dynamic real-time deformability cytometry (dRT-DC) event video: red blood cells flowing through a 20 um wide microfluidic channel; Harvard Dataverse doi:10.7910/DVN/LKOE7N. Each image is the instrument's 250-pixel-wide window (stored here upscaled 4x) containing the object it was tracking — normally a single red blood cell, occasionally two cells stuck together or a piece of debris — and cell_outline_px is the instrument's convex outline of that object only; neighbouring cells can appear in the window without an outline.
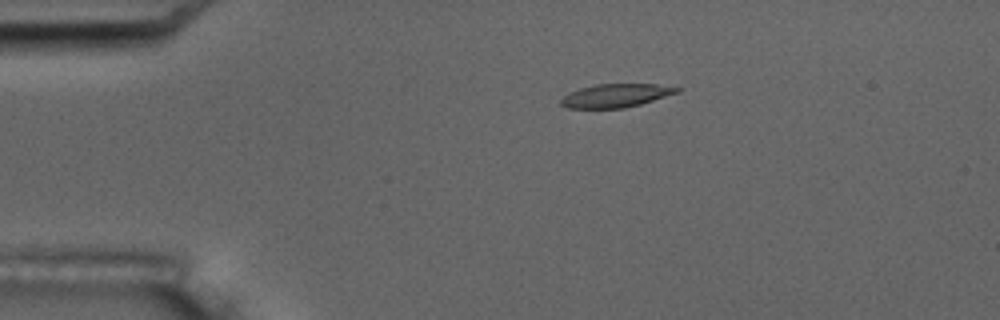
{"species": "common noctule bat (a hibernating species)", "species_latin": "Nyctalus noctula", "temperature_condition": "room temperature", "stored_images_in_passage": 5, "camera_frame_rate_fps": 3000, "um_per_image_px": 0.085, "animal": {"sex": "male", "body_mass_g": 17.5, "forearm_length_mm": 52.3}, "frame": {"image": 1, "passage_image": 3, "time_ms": 3.333, "image_size_px": [1000, 320], "cell_outline_px": [[680, 92], [640, 104], [624, 108], [568, 108], [560, 104], [560, 100], [564, 96], [580, 88], [596, 84], [656, 84], [680, 88]], "centroid_in_image_um": [52.35, 8.12], "position_along_channel_um": 32.7, "area_um2": 15.66}}